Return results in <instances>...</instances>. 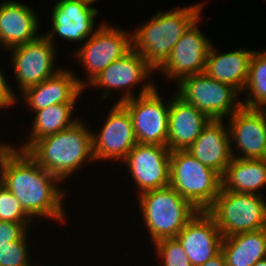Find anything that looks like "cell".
<instances>
[{"label":"cell","instance_id":"6da1fadb","mask_svg":"<svg viewBox=\"0 0 266 266\" xmlns=\"http://www.w3.org/2000/svg\"><path fill=\"white\" fill-rule=\"evenodd\" d=\"M0 183L20 201L24 211L37 221L35 224L44 219L58 225L67 221L63 182L40 167L26 151L16 149L7 158Z\"/></svg>","mask_w":266,"mask_h":266},{"label":"cell","instance_id":"7a4b0ae2","mask_svg":"<svg viewBox=\"0 0 266 266\" xmlns=\"http://www.w3.org/2000/svg\"><path fill=\"white\" fill-rule=\"evenodd\" d=\"M87 124L81 118L68 129L34 141L25 151L40 167L65 183L83 166L96 163L92 130Z\"/></svg>","mask_w":266,"mask_h":266},{"label":"cell","instance_id":"3957f363","mask_svg":"<svg viewBox=\"0 0 266 266\" xmlns=\"http://www.w3.org/2000/svg\"><path fill=\"white\" fill-rule=\"evenodd\" d=\"M206 2L157 10L132 31V48L156 71L167 61L172 48L187 29L202 16Z\"/></svg>","mask_w":266,"mask_h":266},{"label":"cell","instance_id":"277c9868","mask_svg":"<svg viewBox=\"0 0 266 266\" xmlns=\"http://www.w3.org/2000/svg\"><path fill=\"white\" fill-rule=\"evenodd\" d=\"M142 222L145 224L148 242L154 244L177 234L199 212L189 201L179 195L170 185L145 191L138 195Z\"/></svg>","mask_w":266,"mask_h":266},{"label":"cell","instance_id":"5b68a950","mask_svg":"<svg viewBox=\"0 0 266 266\" xmlns=\"http://www.w3.org/2000/svg\"><path fill=\"white\" fill-rule=\"evenodd\" d=\"M154 73L156 74V71L145 61L144 57L132 48L122 58L111 62L84 90L101 89L102 95L99 96L101 101H108L109 98L115 96L114 93L121 92L116 103H122L149 93L158 86L152 81ZM136 87L140 88L138 95L135 94L137 93Z\"/></svg>","mask_w":266,"mask_h":266},{"label":"cell","instance_id":"8992f818","mask_svg":"<svg viewBox=\"0 0 266 266\" xmlns=\"http://www.w3.org/2000/svg\"><path fill=\"white\" fill-rule=\"evenodd\" d=\"M198 211H207L222 188V177L186 150L170 152V184Z\"/></svg>","mask_w":266,"mask_h":266},{"label":"cell","instance_id":"52a82bcc","mask_svg":"<svg viewBox=\"0 0 266 266\" xmlns=\"http://www.w3.org/2000/svg\"><path fill=\"white\" fill-rule=\"evenodd\" d=\"M132 49V30L113 25L105 19L101 26L71 56L81 68L85 77H78L79 84L85 87L96 78L111 62L122 58ZM86 78V79H85Z\"/></svg>","mask_w":266,"mask_h":266},{"label":"cell","instance_id":"ba28073f","mask_svg":"<svg viewBox=\"0 0 266 266\" xmlns=\"http://www.w3.org/2000/svg\"><path fill=\"white\" fill-rule=\"evenodd\" d=\"M207 212L215 219L223 237L266 228V196L221 188Z\"/></svg>","mask_w":266,"mask_h":266},{"label":"cell","instance_id":"9c48e42d","mask_svg":"<svg viewBox=\"0 0 266 266\" xmlns=\"http://www.w3.org/2000/svg\"><path fill=\"white\" fill-rule=\"evenodd\" d=\"M175 93L212 120H225L242 107L241 93L232 85L219 82L205 73L182 79Z\"/></svg>","mask_w":266,"mask_h":266},{"label":"cell","instance_id":"30bf717a","mask_svg":"<svg viewBox=\"0 0 266 266\" xmlns=\"http://www.w3.org/2000/svg\"><path fill=\"white\" fill-rule=\"evenodd\" d=\"M57 50V47L43 33L34 41L8 50L19 95L26 89L52 77L63 68L57 64Z\"/></svg>","mask_w":266,"mask_h":266},{"label":"cell","instance_id":"8fae6325","mask_svg":"<svg viewBox=\"0 0 266 266\" xmlns=\"http://www.w3.org/2000/svg\"><path fill=\"white\" fill-rule=\"evenodd\" d=\"M92 6L87 0H57L52 5L49 17L50 31L47 30L43 34L57 48L58 38L69 43L83 44L105 21L96 24L99 11L96 6Z\"/></svg>","mask_w":266,"mask_h":266},{"label":"cell","instance_id":"7c38bea8","mask_svg":"<svg viewBox=\"0 0 266 266\" xmlns=\"http://www.w3.org/2000/svg\"><path fill=\"white\" fill-rule=\"evenodd\" d=\"M156 86L151 92L122 102L133 121L139 144L167 146L170 99L164 100Z\"/></svg>","mask_w":266,"mask_h":266},{"label":"cell","instance_id":"4fadbf2b","mask_svg":"<svg viewBox=\"0 0 266 266\" xmlns=\"http://www.w3.org/2000/svg\"><path fill=\"white\" fill-rule=\"evenodd\" d=\"M105 116L101 129H92L94 159L121 163L137 144L131 115L122 103L114 102Z\"/></svg>","mask_w":266,"mask_h":266},{"label":"cell","instance_id":"5bb4252c","mask_svg":"<svg viewBox=\"0 0 266 266\" xmlns=\"http://www.w3.org/2000/svg\"><path fill=\"white\" fill-rule=\"evenodd\" d=\"M202 16L182 35L167 61L158 69L165 80L178 84L182 79L204 73L206 58L214 42L200 30ZM199 26V27H198Z\"/></svg>","mask_w":266,"mask_h":266},{"label":"cell","instance_id":"9a60e30c","mask_svg":"<svg viewBox=\"0 0 266 266\" xmlns=\"http://www.w3.org/2000/svg\"><path fill=\"white\" fill-rule=\"evenodd\" d=\"M170 150L164 145L137 143L122 161L135 182L136 197L149 190L170 184Z\"/></svg>","mask_w":266,"mask_h":266},{"label":"cell","instance_id":"2e32d148","mask_svg":"<svg viewBox=\"0 0 266 266\" xmlns=\"http://www.w3.org/2000/svg\"><path fill=\"white\" fill-rule=\"evenodd\" d=\"M226 120L233 157L266 159V109L241 107Z\"/></svg>","mask_w":266,"mask_h":266},{"label":"cell","instance_id":"e0dca14e","mask_svg":"<svg viewBox=\"0 0 266 266\" xmlns=\"http://www.w3.org/2000/svg\"><path fill=\"white\" fill-rule=\"evenodd\" d=\"M192 266H200L221 251L223 236L215 219L199 211L177 234Z\"/></svg>","mask_w":266,"mask_h":266},{"label":"cell","instance_id":"ac0fdd59","mask_svg":"<svg viewBox=\"0 0 266 266\" xmlns=\"http://www.w3.org/2000/svg\"><path fill=\"white\" fill-rule=\"evenodd\" d=\"M40 17L30 5L22 1L0 2V47L6 51L34 41L41 34Z\"/></svg>","mask_w":266,"mask_h":266},{"label":"cell","instance_id":"d6986e66","mask_svg":"<svg viewBox=\"0 0 266 266\" xmlns=\"http://www.w3.org/2000/svg\"><path fill=\"white\" fill-rule=\"evenodd\" d=\"M72 69L64 66L52 77L23 91L17 98L23 100L29 112L59 103H79L84 88Z\"/></svg>","mask_w":266,"mask_h":266},{"label":"cell","instance_id":"ffe728a7","mask_svg":"<svg viewBox=\"0 0 266 266\" xmlns=\"http://www.w3.org/2000/svg\"><path fill=\"white\" fill-rule=\"evenodd\" d=\"M171 94L167 147L170 151L186 150L200 136L211 119L185 102L174 90Z\"/></svg>","mask_w":266,"mask_h":266},{"label":"cell","instance_id":"44dd1931","mask_svg":"<svg viewBox=\"0 0 266 266\" xmlns=\"http://www.w3.org/2000/svg\"><path fill=\"white\" fill-rule=\"evenodd\" d=\"M227 121L210 120L200 136L186 149L203 165L210 167L221 176L233 156L230 146V134Z\"/></svg>","mask_w":266,"mask_h":266},{"label":"cell","instance_id":"7402d4cb","mask_svg":"<svg viewBox=\"0 0 266 266\" xmlns=\"http://www.w3.org/2000/svg\"><path fill=\"white\" fill-rule=\"evenodd\" d=\"M253 52L252 49L237 47L236 50L220 53L217 45L212 44L206 58L204 73L219 82L232 85L242 94Z\"/></svg>","mask_w":266,"mask_h":266},{"label":"cell","instance_id":"603a6c76","mask_svg":"<svg viewBox=\"0 0 266 266\" xmlns=\"http://www.w3.org/2000/svg\"><path fill=\"white\" fill-rule=\"evenodd\" d=\"M76 107L77 103H59L34 111L29 136L19 137L21 144L17 143L16 148L25 151L34 141L73 126L80 120L78 115H74Z\"/></svg>","mask_w":266,"mask_h":266},{"label":"cell","instance_id":"cb8c5ba5","mask_svg":"<svg viewBox=\"0 0 266 266\" xmlns=\"http://www.w3.org/2000/svg\"><path fill=\"white\" fill-rule=\"evenodd\" d=\"M221 177L223 190L265 196L260 190L266 186V159L233 157Z\"/></svg>","mask_w":266,"mask_h":266},{"label":"cell","instance_id":"d4e9b609","mask_svg":"<svg viewBox=\"0 0 266 266\" xmlns=\"http://www.w3.org/2000/svg\"><path fill=\"white\" fill-rule=\"evenodd\" d=\"M221 252L227 266H253L266 258V228L223 237Z\"/></svg>","mask_w":266,"mask_h":266},{"label":"cell","instance_id":"484cf974","mask_svg":"<svg viewBox=\"0 0 266 266\" xmlns=\"http://www.w3.org/2000/svg\"><path fill=\"white\" fill-rule=\"evenodd\" d=\"M243 92L242 107L247 109H266V50H254Z\"/></svg>","mask_w":266,"mask_h":266},{"label":"cell","instance_id":"4316f807","mask_svg":"<svg viewBox=\"0 0 266 266\" xmlns=\"http://www.w3.org/2000/svg\"><path fill=\"white\" fill-rule=\"evenodd\" d=\"M29 230L17 241L8 245H0V266H35L30 258L31 247L29 245ZM30 253V254H29Z\"/></svg>","mask_w":266,"mask_h":266},{"label":"cell","instance_id":"83f0119b","mask_svg":"<svg viewBox=\"0 0 266 266\" xmlns=\"http://www.w3.org/2000/svg\"><path fill=\"white\" fill-rule=\"evenodd\" d=\"M161 266H192L182 244L177 238H165L152 244Z\"/></svg>","mask_w":266,"mask_h":266},{"label":"cell","instance_id":"f1b7e54d","mask_svg":"<svg viewBox=\"0 0 266 266\" xmlns=\"http://www.w3.org/2000/svg\"><path fill=\"white\" fill-rule=\"evenodd\" d=\"M0 220L22 223L28 230L34 220L24 211L20 201L0 183Z\"/></svg>","mask_w":266,"mask_h":266},{"label":"cell","instance_id":"f546056e","mask_svg":"<svg viewBox=\"0 0 266 266\" xmlns=\"http://www.w3.org/2000/svg\"><path fill=\"white\" fill-rule=\"evenodd\" d=\"M28 229L22 223L0 220V245L19 240Z\"/></svg>","mask_w":266,"mask_h":266},{"label":"cell","instance_id":"4dcf8cb0","mask_svg":"<svg viewBox=\"0 0 266 266\" xmlns=\"http://www.w3.org/2000/svg\"><path fill=\"white\" fill-rule=\"evenodd\" d=\"M7 75H5L2 72V69L0 70V110L7 112V109L12 108L13 106L16 107L17 103H19L21 100H19L18 94L16 95V91L13 90L11 85L8 83L9 80H7ZM3 109V110H2Z\"/></svg>","mask_w":266,"mask_h":266},{"label":"cell","instance_id":"1f68e13d","mask_svg":"<svg viewBox=\"0 0 266 266\" xmlns=\"http://www.w3.org/2000/svg\"><path fill=\"white\" fill-rule=\"evenodd\" d=\"M16 143L4 142V139L0 140V172L4 166L5 161L7 158L16 150Z\"/></svg>","mask_w":266,"mask_h":266},{"label":"cell","instance_id":"d6a6232c","mask_svg":"<svg viewBox=\"0 0 266 266\" xmlns=\"http://www.w3.org/2000/svg\"><path fill=\"white\" fill-rule=\"evenodd\" d=\"M200 266H227V265H226L224 255L220 251L217 255L210 258L208 261H206L204 264Z\"/></svg>","mask_w":266,"mask_h":266},{"label":"cell","instance_id":"836d02e7","mask_svg":"<svg viewBox=\"0 0 266 266\" xmlns=\"http://www.w3.org/2000/svg\"><path fill=\"white\" fill-rule=\"evenodd\" d=\"M253 266H266V258L260 261H257Z\"/></svg>","mask_w":266,"mask_h":266},{"label":"cell","instance_id":"e575fe53","mask_svg":"<svg viewBox=\"0 0 266 266\" xmlns=\"http://www.w3.org/2000/svg\"><path fill=\"white\" fill-rule=\"evenodd\" d=\"M87 1L94 5V3L96 4L98 1H101V0H87Z\"/></svg>","mask_w":266,"mask_h":266}]
</instances>
